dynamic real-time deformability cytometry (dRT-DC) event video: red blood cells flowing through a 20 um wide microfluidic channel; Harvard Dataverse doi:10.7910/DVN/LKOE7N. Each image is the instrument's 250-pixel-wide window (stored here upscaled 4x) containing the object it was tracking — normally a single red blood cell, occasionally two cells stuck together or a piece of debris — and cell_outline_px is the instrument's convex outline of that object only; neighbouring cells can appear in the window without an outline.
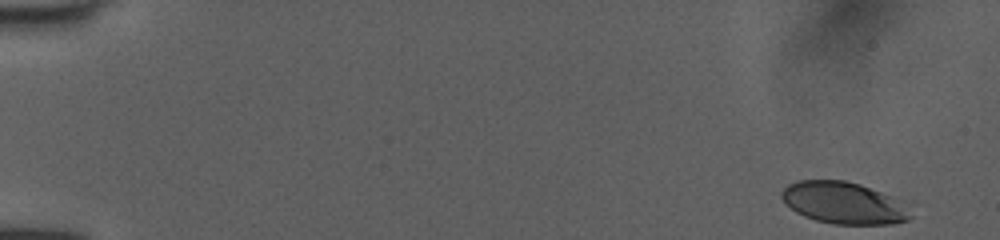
{"species": "human", "species_latin": "Homo sapiens", "temperature_condition": "room temperature", "stored_images_in_passage": 50, "camera_frame_rate_fps": 3000, "um_per_image_px": 0.085, "donor": {"sex": "female"}, "frame": {"image": 1, "passage_image": 1, "time_ms": 0.0, "image_size_px": [1000, 240], "cell_outline_px": [[912, 216], [908, 220], [892, 224], [836, 224], [816, 220], [804, 216], [796, 212], [780, 196], [780, 192], [788, 184], [796, 180], [844, 180], [860, 184], [908, 200]], "centroid_in_image_um": [71.82, 17.23], "position_along_channel_um": 13.2, "area_um2": 32.08}}
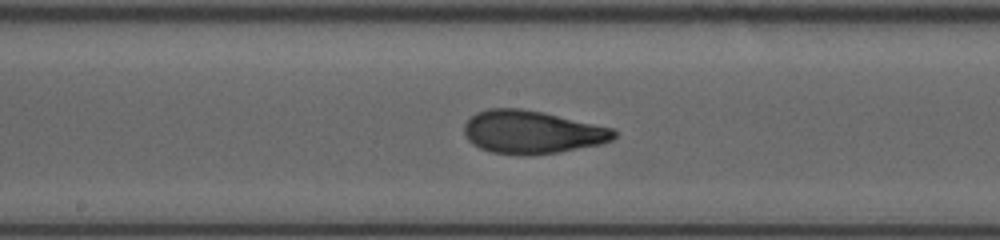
{"frame": {"image": 2, "passage_image": 27, "time_ms": 8.667, "image_size_px": [1000, 240], "cell_outline_px": [[616, 136], [612, 140], [600, 144], [556, 152], [528, 156], [520, 156], [492, 152], [480, 148], [472, 144], [464, 136], [464, 124], [476, 112], [488, 108], [520, 108], [544, 112], [612, 128], [616, 132]], "centroid_in_image_um": [45.17, 11.23], "position_along_channel_um": 203.0, "area_um2": 37.69}}
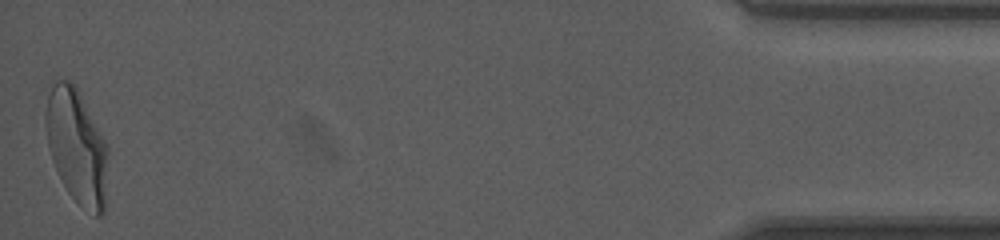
{"frame": {"image": 3, "passage_image": 50, "time_ms": 16.333, "image_size_px": [1000, 240], "cell_outline_px": [[108, 152], [104, 212], [100, 216], [96, 216], [80, 204], [68, 192], [52, 160], [48, 144], [44, 124], [44, 116], [48, 96], [52, 84], [56, 80], [68, 80], [76, 88], [104, 140], [108, 148]], "centroid_in_image_um": [6.5, 12.45], "position_along_channel_um": 428.7, "area_um2": 40.69}, "authors_computed_cell_mechanics": {"area_um2": 36.6163, "velocity_mm_per_s": 4.0178, "shape_relaxation_time_tau1_ms": 4.7167, "shape_relaxation_time_tau2_ms": 0.9307, "deformation_change_tau1": 0.2176, "deformation_change_tau2": 0.0781}}